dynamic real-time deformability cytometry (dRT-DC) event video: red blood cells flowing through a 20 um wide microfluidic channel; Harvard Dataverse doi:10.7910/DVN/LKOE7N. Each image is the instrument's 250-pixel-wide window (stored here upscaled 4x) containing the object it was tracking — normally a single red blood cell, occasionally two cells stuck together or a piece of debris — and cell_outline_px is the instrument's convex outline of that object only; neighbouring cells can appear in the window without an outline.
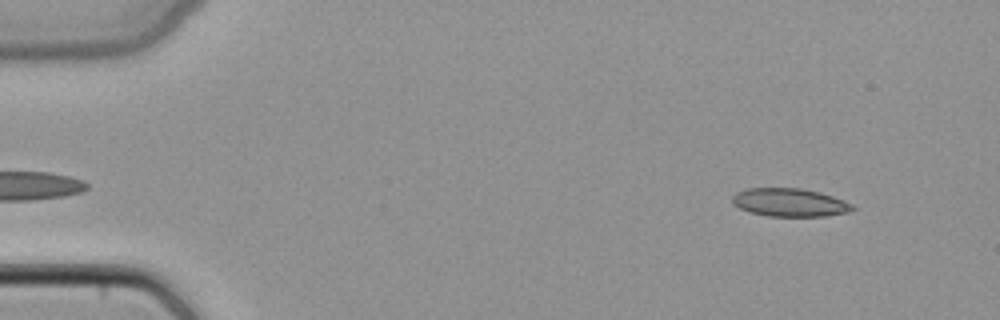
{"species": "common noctule bat (a hibernating species)", "species_latin": "Nyctalus noctula", "temperature_condition": "cold", "stored_images_in_passage": 46, "camera_frame_rate_fps": 3000, "um_per_image_px": 0.085, "animal": {"sex": "female", "body_mass_g": 22.7, "forearm_length_mm": 54.2}, "frame": {"image": 1, "passage_image": 3, "time_ms": 0.667, "image_size_px": [1000, 320], "cell_outline_px": [[856, 208], [848, 212], [824, 216], [768, 216], [752, 212], [740, 208], [732, 204], [732, 196], [736, 192], [748, 188], [800, 188], [820, 192], [844, 200], [852, 204]], "centroid_in_image_um": [67.12, 17.2], "position_along_channel_um": 17.9, "area_um2": 19.71}}
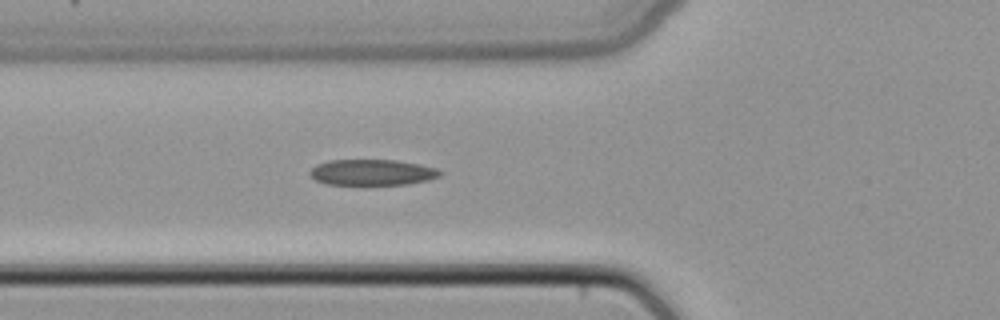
{"frame": {"image": 2, "passage_image": 16, "time_ms": 5.0, "image_size_px": [1000, 320], "cell_outline_px": [[444, 172], [440, 176], [428, 180], [408, 184], [324, 184], [316, 180], [308, 172], [316, 164], [328, 160], [396, 160], [420, 164], [436, 168]], "centroid_in_image_um": [31.64, 14.64], "position_along_channel_um": 94.2, "area_um2": 19.65}}
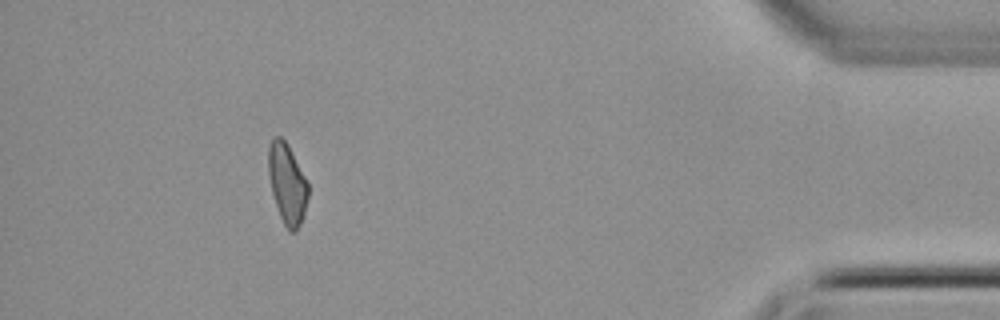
{"frame": {"image": 3, "passage_image": 42, "time_ms": 13.667, "image_size_px": [1000, 320], "cell_outline_px": [[308, 196], [304, 216], [296, 232], [288, 232], [280, 216], [272, 192], [268, 176], [268, 148], [272, 136], [280, 136], [288, 144], [308, 184]], "centroid_in_image_um": [24.4, 15.61], "position_along_channel_um": 410.8, "area_um2": 18.61}}